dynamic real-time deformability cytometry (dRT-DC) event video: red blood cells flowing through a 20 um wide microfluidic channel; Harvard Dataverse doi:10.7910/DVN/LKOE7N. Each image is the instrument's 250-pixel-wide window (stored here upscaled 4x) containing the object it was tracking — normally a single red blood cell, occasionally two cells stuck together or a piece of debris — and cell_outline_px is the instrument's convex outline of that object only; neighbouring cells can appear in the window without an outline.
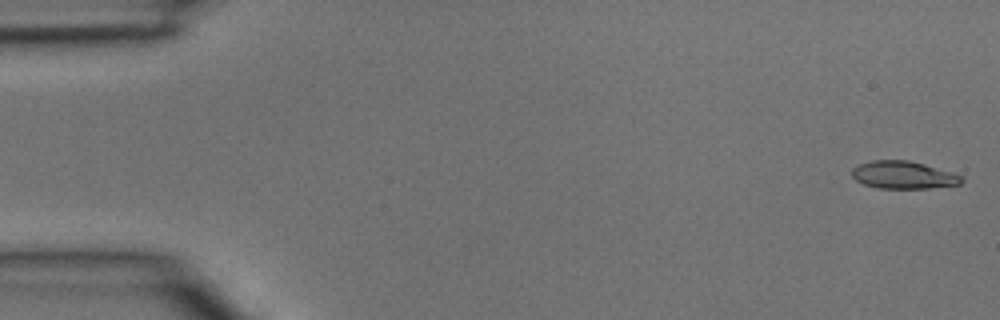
{"species": "common noctule bat (a hibernating species)", "species_latin": "Nyctalus noctula", "temperature_condition": "room temperature", "stored_images_in_passage": 5, "segment_of_instrument_passage": [1, 2], "camera_frame_rate_fps": 3000, "um_per_image_px": 0.085, "animal": {"sex": "male", "body_mass_g": 15.6}, "frame": {"image": 1, "passage_image": 1, "time_ms": 0.0, "image_size_px": [1000, 320], "cell_outline_px": [[964, 180], [960, 184], [928, 188], [876, 188], [864, 184], [856, 180], [852, 176], [852, 168], [860, 164], [872, 160], [908, 160], [924, 164], [960, 176]], "centroid_in_image_um": [76.73, 14.87], "position_along_channel_um": 8.3, "area_um2": 17.34}}